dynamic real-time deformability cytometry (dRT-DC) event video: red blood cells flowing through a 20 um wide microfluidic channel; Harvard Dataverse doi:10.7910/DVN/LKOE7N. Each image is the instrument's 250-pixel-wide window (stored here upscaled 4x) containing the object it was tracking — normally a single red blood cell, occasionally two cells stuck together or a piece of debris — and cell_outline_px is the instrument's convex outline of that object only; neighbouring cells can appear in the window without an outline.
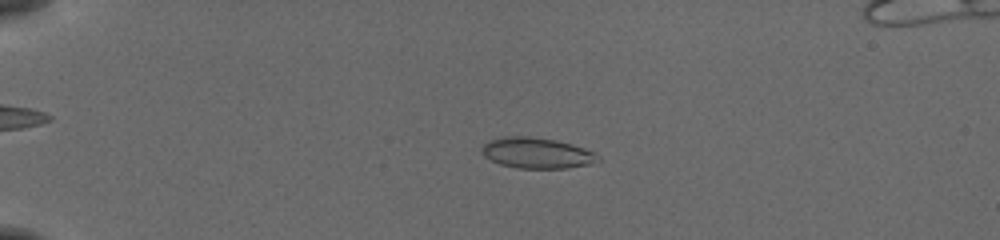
{"species": "common noctule bat (a hibernating species)", "species_latin": "Nyctalus noctula", "temperature_condition": "cold", "stored_images_in_passage": 44, "camera_frame_rate_fps": 3000, "um_per_image_px": 0.085, "animal": {"sex": "female", "body_mass_g": 19.5, "forearm_length_mm": 54.1}, "frame": {"image": 1, "passage_image": 3, "time_ms": 0.667, "image_size_px": [1000, 240], "cell_outline_px": [[600, 160], [588, 164], [568, 168], [516, 168], [500, 164], [484, 156], [480, 152], [480, 148], [488, 140], [500, 136], [528, 136], [556, 140], [572, 144], [596, 152], [600, 156]], "centroid_in_image_um": [45.6, 12.99], "position_along_channel_um": 39.4, "area_um2": 21.04}}
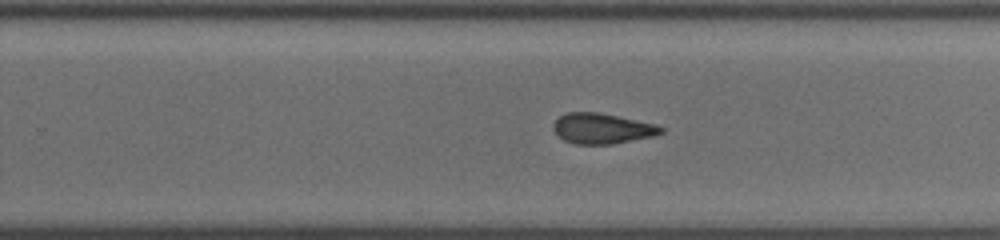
{"frame": {"image": 2, "passage_image": 26, "time_ms": 8.333, "image_size_px": [1000, 240], "cell_outline_px": [[664, 132], [652, 136], [612, 144], [576, 144], [564, 140], [552, 128], [552, 124], [560, 116], [568, 112], [600, 112], [656, 124], [664, 128]], "centroid_in_image_um": [51.18, 10.91], "position_along_channel_um": 278.6, "area_um2": 19.02}}
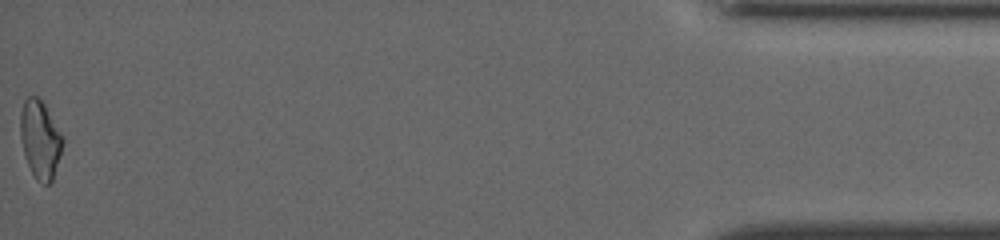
{"frame": {"image": 3, "passage_image": 44, "time_ms": 14.333, "image_size_px": [1000, 240], "cell_outline_px": [[64, 140], [60, 156], [52, 180], [48, 184], [44, 184], [36, 180], [28, 164], [24, 152], [20, 136], [20, 112], [24, 100], [28, 96], [36, 96], [44, 104]], "centroid_in_image_um": [3.4, 11.85], "position_along_channel_um": 431.8, "area_um2": 18.9}, "authors_computed_cell_mechanics": {"area_um2": 19.6809, "velocity_mm_per_s": 3.8802, "shape_relaxation_time_tau1_ms": 10.1234, "shape_relaxation_time_tau2_ms": 4.1828, "deformation_change_tau1": 0.1728, "deformation_change_tau2": 0.1147}}